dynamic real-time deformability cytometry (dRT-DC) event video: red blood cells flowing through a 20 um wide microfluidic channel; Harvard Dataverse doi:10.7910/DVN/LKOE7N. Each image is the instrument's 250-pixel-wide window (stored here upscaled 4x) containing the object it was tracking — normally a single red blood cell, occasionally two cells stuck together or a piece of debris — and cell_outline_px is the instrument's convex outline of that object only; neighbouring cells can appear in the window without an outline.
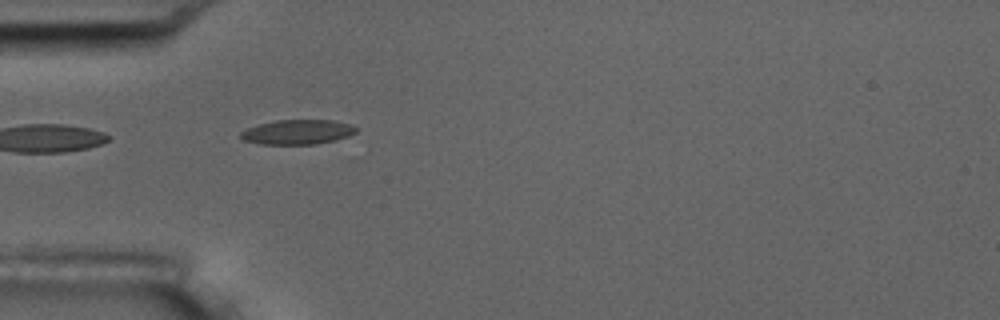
{"species": "common noctule bat (a hibernating species)", "species_latin": "Nyctalus noctula", "temperature_condition": "room temperature", "stored_images_in_passage": 4, "segment_of_instrument_passage": [2, 2], "camera_frame_rate_fps": 3000, "um_per_image_px": 0.085, "animal": {"sex": "male", "body_mass_g": 17.5, "forearm_length_mm": 52.3}, "frame": {"image": 1, "passage_image": 4, "time_ms": 3.333, "image_size_px": [1000, 320], "cell_outline_px": [[356, 132], [348, 136], [316, 144], [260, 144], [244, 140], [240, 136], [240, 132], [248, 128], [260, 124], [276, 120], [332, 120], [352, 124], [356, 128]], "centroid_in_image_um": [25.29, 11.22], "position_along_channel_um": 59.7, "area_um2": 16.42}}